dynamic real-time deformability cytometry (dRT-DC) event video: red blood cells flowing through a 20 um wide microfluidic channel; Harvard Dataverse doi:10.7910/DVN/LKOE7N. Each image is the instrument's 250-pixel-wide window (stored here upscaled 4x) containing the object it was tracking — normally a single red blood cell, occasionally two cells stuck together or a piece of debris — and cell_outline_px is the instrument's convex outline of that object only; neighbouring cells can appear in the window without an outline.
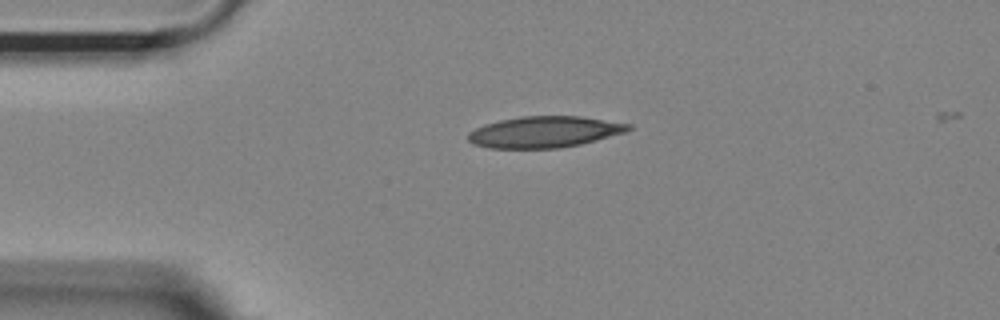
{"species": "Egyptian fruit bat (a non-hibernating species)", "species_latin": "Rousettus aegyptiacus", "temperature_condition": "room temperature", "stored_images_in_passage": 42, "camera_frame_rate_fps": 3000, "um_per_image_px": 0.085, "animal": {"sex": "female"}, "frame": {"image": 1, "passage_image": 1, "time_ms": 0.0, "image_size_px": [1000, 320], "cell_outline_px": [[632, 128], [628, 132], [580, 144], [560, 148], [488, 148], [472, 144], [468, 140], [468, 132], [484, 124], [500, 120], [520, 116], [580, 116], [632, 124]], "centroid_in_image_um": [46.28, 11.21], "position_along_channel_um": 38.7, "area_um2": 29.36}}
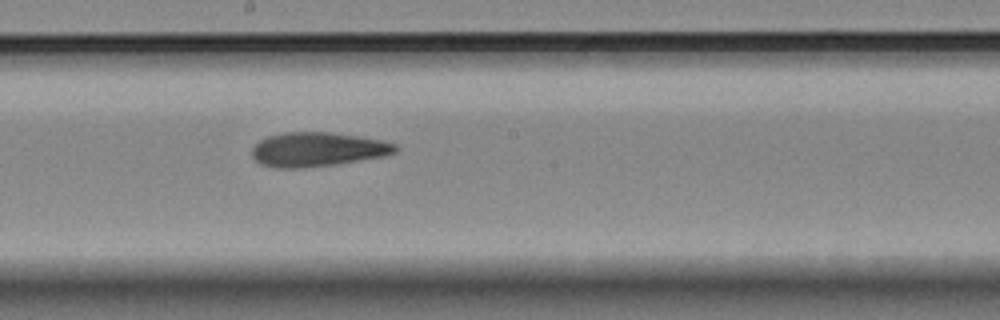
{"frame": {"image": 2, "passage_image": 18, "time_ms": 5.667, "image_size_px": [1000, 320], "cell_outline_px": [[400, 148], [396, 152], [388, 156], [336, 164], [300, 168], [272, 168], [260, 164], [252, 156], [252, 148], [260, 140], [268, 136], [284, 132], [328, 132], [356, 136], [380, 140], [396, 144]], "centroid_in_image_um": [27.0, 12.71], "position_along_channel_um": 221.2, "area_um2": 28.73}}
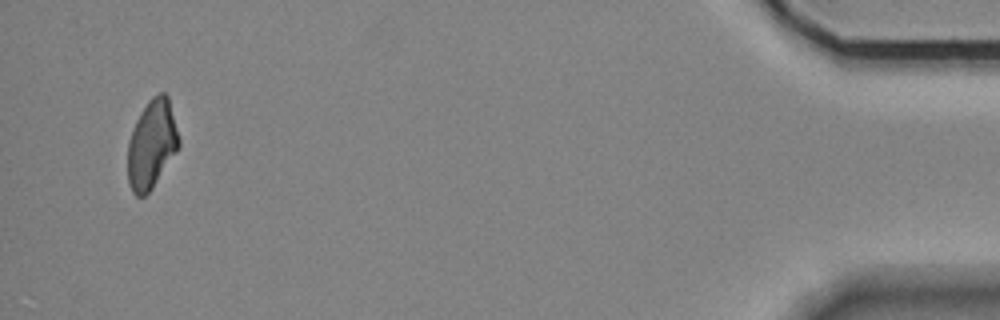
{"frame": {"image": 3, "passage_image": 41, "time_ms": 13.333, "image_size_px": [1000, 320], "cell_outline_px": [[180, 144], [176, 152], [152, 188], [144, 196], [136, 196], [132, 192], [128, 184], [128, 140], [136, 120], [140, 112], [148, 100], [152, 96], [160, 92], [164, 92], [168, 96], [180, 140]], "centroid_in_image_um": [12.89, 12.25], "position_along_channel_um": 422.3, "area_um2": 26.36}}